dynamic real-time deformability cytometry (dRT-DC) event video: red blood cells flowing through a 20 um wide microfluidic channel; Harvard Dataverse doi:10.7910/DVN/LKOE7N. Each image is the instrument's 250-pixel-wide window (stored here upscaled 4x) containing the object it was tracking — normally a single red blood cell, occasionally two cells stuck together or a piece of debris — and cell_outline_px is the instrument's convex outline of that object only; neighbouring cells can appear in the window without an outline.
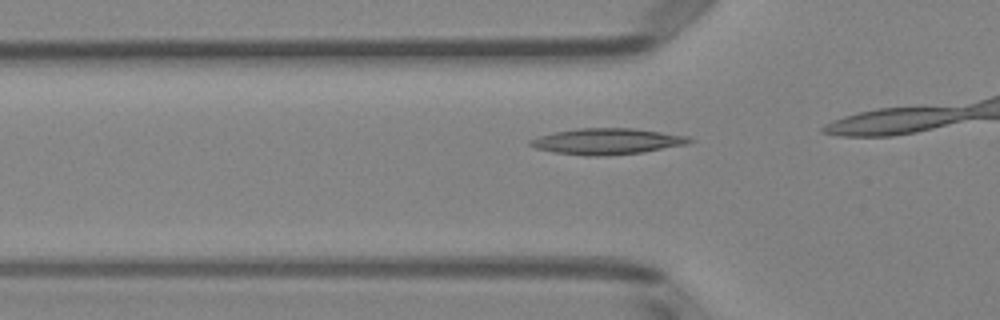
{"species": "Egyptian fruit bat (a non-hibernating species)", "species_latin": "Rousettus aegyptiacus", "temperature_condition": "room temperature", "stored_images_in_passage": 11, "camera_frame_rate_fps": 3000, "um_per_image_px": 0.085, "animal": {"sex": "female"}, "frame": {"image": 1, "passage_image": 7, "time_ms": 2.0, "image_size_px": [1000, 320], "cell_outline_px": [[696, 140], [688, 144], [644, 152], [600, 156], [584, 156], [552, 152], [536, 148], [528, 144], [528, 140], [540, 136], [556, 132], [576, 128], [632, 128], [688, 136]], "centroid_in_image_um": [51.61, 12.02], "position_along_channel_um": 74.2, "area_um2": 24.22}}
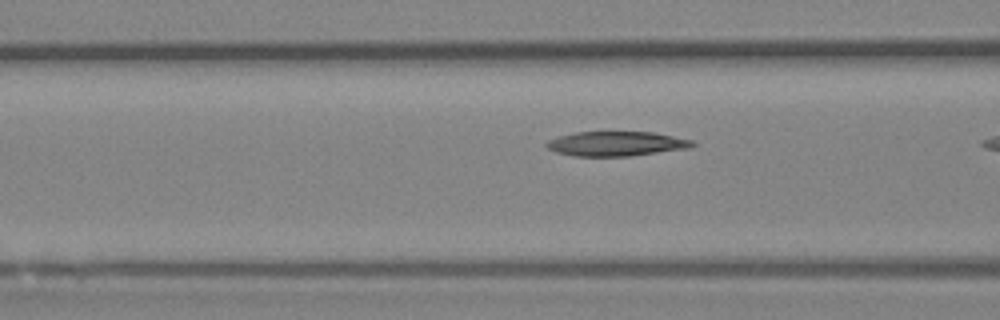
{"frame": {"image": 2, "passage_image": 10, "time_ms": 3.0, "image_size_px": [1000, 320], "cell_outline_px": [[696, 144], [692, 148], [628, 156], [572, 156], [556, 152], [548, 148], [544, 144], [548, 140], [560, 136], [576, 132], [652, 132], [692, 140]], "centroid_in_image_um": [52.39, 12.22], "position_along_channel_um": 114.2, "area_um2": 20.87}}